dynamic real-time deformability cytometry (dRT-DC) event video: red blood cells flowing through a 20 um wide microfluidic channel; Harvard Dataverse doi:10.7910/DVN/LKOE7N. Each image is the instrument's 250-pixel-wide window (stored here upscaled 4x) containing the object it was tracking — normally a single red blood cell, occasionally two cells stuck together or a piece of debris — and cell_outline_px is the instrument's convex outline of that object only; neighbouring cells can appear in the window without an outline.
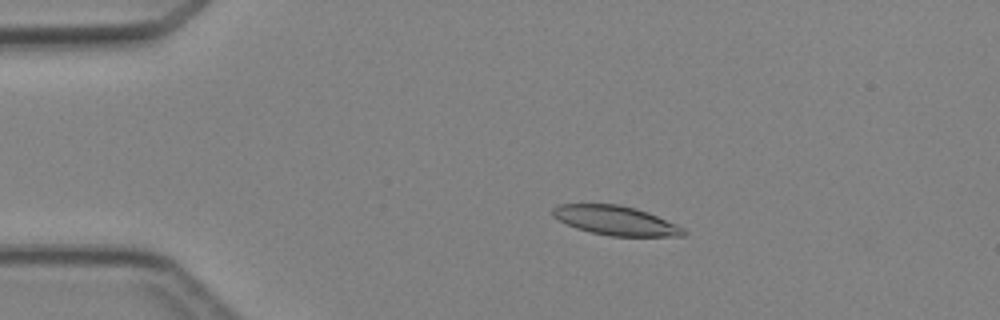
{"species": "Egyptian fruit bat (a non-hibernating species)", "species_latin": "Rousettus aegyptiacus", "temperature_condition": "cold", "stored_images_in_passage": 4, "camera_frame_rate_fps": 3000, "um_per_image_px": 0.085, "animal": {"sex": "female"}, "frame": {"image": 1, "passage_image": 3, "time_ms": 2.333, "image_size_px": [1000, 320], "cell_outline_px": [[688, 232], [684, 236], [612, 236], [592, 232], [576, 228], [552, 216], [552, 208], [560, 204], [620, 204], [636, 208], [648, 212], [676, 224], [684, 228]], "centroid_in_image_um": [52.36, 18.74], "position_along_channel_um": 32.6, "area_um2": 22.25}}